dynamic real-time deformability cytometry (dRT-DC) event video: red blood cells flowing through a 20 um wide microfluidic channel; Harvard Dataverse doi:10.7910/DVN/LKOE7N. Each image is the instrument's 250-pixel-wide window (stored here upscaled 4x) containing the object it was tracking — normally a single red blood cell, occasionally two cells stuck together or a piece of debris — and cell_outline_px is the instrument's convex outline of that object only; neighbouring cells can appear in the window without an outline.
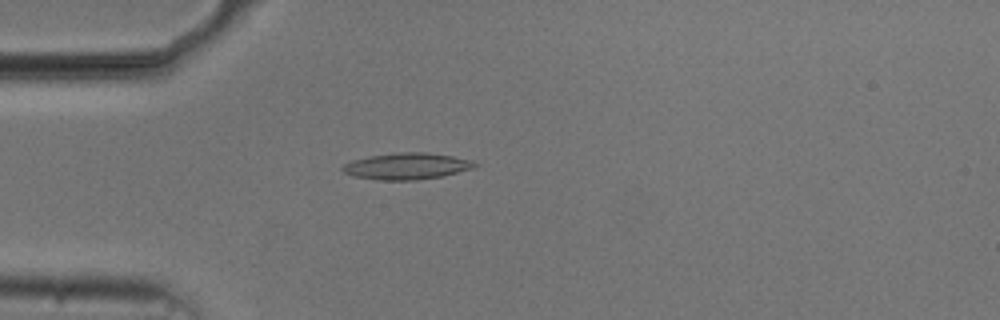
{"species": "common noctule bat (a hibernating species)", "species_latin": "Nyctalus noctula", "temperature_condition": "cold", "stored_images_in_passage": 43, "camera_frame_rate_fps": 3000, "um_per_image_px": 0.085, "animal": {"sex": "male", "body_mass_g": 20.5, "forearm_length_mm": 52.5}, "frame": {"image": 1, "passage_image": 4, "time_ms": 1.0, "image_size_px": [1000, 320], "cell_outline_px": [[480, 164], [472, 168], [440, 176], [416, 180], [376, 180], [352, 176], [344, 172], [340, 168], [344, 164], [352, 160], [368, 156], [400, 152], [424, 152], [452, 156], [472, 160]], "centroid_in_image_um": [34.53, 14.12], "position_along_channel_um": 50.5, "area_um2": 20.35}}
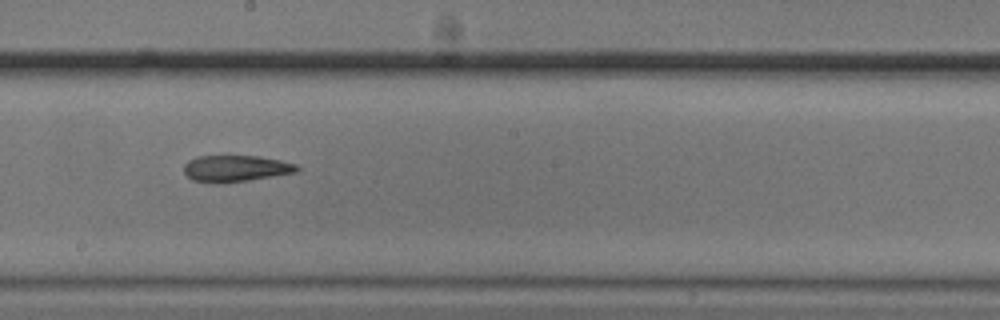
{"frame": {"image": 2, "passage_image": 19, "time_ms": 6.0, "image_size_px": [1000, 320], "cell_outline_px": [[300, 168], [296, 172], [248, 180], [192, 180], [184, 172], [184, 164], [188, 160], [196, 156], [260, 156], [280, 160], [296, 164]], "centroid_in_image_um": [20.07, 14.26], "position_along_channel_um": 228.1, "area_um2": 16.65}}
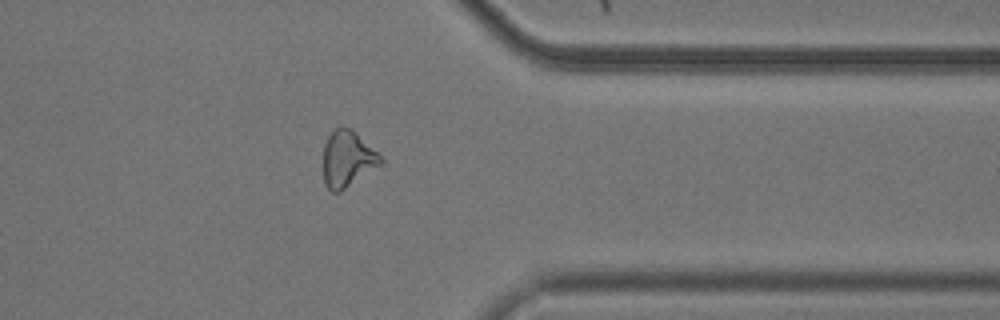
{"frame": {"image": 3, "passage_image": 32, "time_ms": 10.333, "image_size_px": [1000, 320], "cell_outline_px": [[384, 164], [340, 192], [332, 192], [324, 184], [324, 144], [328, 136], [336, 128], [348, 128], [356, 132], [384, 160]], "centroid_in_image_um": [29.55, 13.55], "position_along_channel_um": 381.8, "area_um2": 18.73}, "authors_computed_cell_mechanics": {"area_um2": 18.7272, "velocity_mm_per_s": 3.7561, "shape_relaxation_time_tau1_ms": 7.2072, "shape_relaxation_time_tau2_ms": null, "deformation_change_tau1": 0.1588, "deformation_change_tau2": null}}